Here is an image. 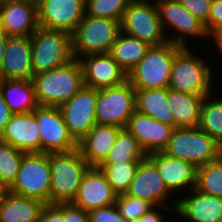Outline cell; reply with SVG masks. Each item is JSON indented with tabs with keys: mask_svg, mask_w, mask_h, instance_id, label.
<instances>
[{
	"mask_svg": "<svg viewBox=\"0 0 222 222\" xmlns=\"http://www.w3.org/2000/svg\"><path fill=\"white\" fill-rule=\"evenodd\" d=\"M32 82L36 100L42 106H60L84 87L83 70L78 59L37 73Z\"/></svg>",
	"mask_w": 222,
	"mask_h": 222,
	"instance_id": "6da1fadb",
	"label": "cell"
},
{
	"mask_svg": "<svg viewBox=\"0 0 222 222\" xmlns=\"http://www.w3.org/2000/svg\"><path fill=\"white\" fill-rule=\"evenodd\" d=\"M191 50L189 46L182 47L175 54L168 88L186 94H213L212 65Z\"/></svg>",
	"mask_w": 222,
	"mask_h": 222,
	"instance_id": "7a4b0ae2",
	"label": "cell"
},
{
	"mask_svg": "<svg viewBox=\"0 0 222 222\" xmlns=\"http://www.w3.org/2000/svg\"><path fill=\"white\" fill-rule=\"evenodd\" d=\"M88 168L78 148L50 153V204L71 203Z\"/></svg>",
	"mask_w": 222,
	"mask_h": 222,
	"instance_id": "3957f363",
	"label": "cell"
},
{
	"mask_svg": "<svg viewBox=\"0 0 222 222\" xmlns=\"http://www.w3.org/2000/svg\"><path fill=\"white\" fill-rule=\"evenodd\" d=\"M163 152L200 167L218 160L222 146L200 127L175 128Z\"/></svg>",
	"mask_w": 222,
	"mask_h": 222,
	"instance_id": "277c9868",
	"label": "cell"
},
{
	"mask_svg": "<svg viewBox=\"0 0 222 222\" xmlns=\"http://www.w3.org/2000/svg\"><path fill=\"white\" fill-rule=\"evenodd\" d=\"M182 47L171 42L151 46L143 59L127 74L135 89L168 88L175 54Z\"/></svg>",
	"mask_w": 222,
	"mask_h": 222,
	"instance_id": "5b68a950",
	"label": "cell"
},
{
	"mask_svg": "<svg viewBox=\"0 0 222 222\" xmlns=\"http://www.w3.org/2000/svg\"><path fill=\"white\" fill-rule=\"evenodd\" d=\"M120 32V21L91 17L85 13L72 34L74 58L79 60L91 54L109 53Z\"/></svg>",
	"mask_w": 222,
	"mask_h": 222,
	"instance_id": "8992f818",
	"label": "cell"
},
{
	"mask_svg": "<svg viewBox=\"0 0 222 222\" xmlns=\"http://www.w3.org/2000/svg\"><path fill=\"white\" fill-rule=\"evenodd\" d=\"M30 37L34 75L61 67L74 59L72 35L67 32L39 27Z\"/></svg>",
	"mask_w": 222,
	"mask_h": 222,
	"instance_id": "52a82bcc",
	"label": "cell"
},
{
	"mask_svg": "<svg viewBox=\"0 0 222 222\" xmlns=\"http://www.w3.org/2000/svg\"><path fill=\"white\" fill-rule=\"evenodd\" d=\"M50 176V153L25 154L16 179L8 191L50 204Z\"/></svg>",
	"mask_w": 222,
	"mask_h": 222,
	"instance_id": "ba28073f",
	"label": "cell"
},
{
	"mask_svg": "<svg viewBox=\"0 0 222 222\" xmlns=\"http://www.w3.org/2000/svg\"><path fill=\"white\" fill-rule=\"evenodd\" d=\"M132 0L124 11L121 31L133 36L150 46H161L168 43L163 25L159 18L154 0Z\"/></svg>",
	"mask_w": 222,
	"mask_h": 222,
	"instance_id": "9c48e42d",
	"label": "cell"
},
{
	"mask_svg": "<svg viewBox=\"0 0 222 222\" xmlns=\"http://www.w3.org/2000/svg\"><path fill=\"white\" fill-rule=\"evenodd\" d=\"M135 88L127 80L109 88L97 90L96 122L125 128L136 111Z\"/></svg>",
	"mask_w": 222,
	"mask_h": 222,
	"instance_id": "30bf717a",
	"label": "cell"
},
{
	"mask_svg": "<svg viewBox=\"0 0 222 222\" xmlns=\"http://www.w3.org/2000/svg\"><path fill=\"white\" fill-rule=\"evenodd\" d=\"M40 136V153L70 152L78 148L58 106L39 105L34 111Z\"/></svg>",
	"mask_w": 222,
	"mask_h": 222,
	"instance_id": "8fae6325",
	"label": "cell"
},
{
	"mask_svg": "<svg viewBox=\"0 0 222 222\" xmlns=\"http://www.w3.org/2000/svg\"><path fill=\"white\" fill-rule=\"evenodd\" d=\"M154 1L157 5L159 18L165 34L169 33L166 31L169 26L171 29H174L173 32H178L176 36L172 35L171 37H167L169 42L181 47H188V37L203 38L202 40L209 39L205 24L194 17L177 0Z\"/></svg>",
	"mask_w": 222,
	"mask_h": 222,
	"instance_id": "7c38bea8",
	"label": "cell"
},
{
	"mask_svg": "<svg viewBox=\"0 0 222 222\" xmlns=\"http://www.w3.org/2000/svg\"><path fill=\"white\" fill-rule=\"evenodd\" d=\"M97 89L84 87L59 106L69 133L78 143L97 124Z\"/></svg>",
	"mask_w": 222,
	"mask_h": 222,
	"instance_id": "4fadbf2b",
	"label": "cell"
},
{
	"mask_svg": "<svg viewBox=\"0 0 222 222\" xmlns=\"http://www.w3.org/2000/svg\"><path fill=\"white\" fill-rule=\"evenodd\" d=\"M39 27L73 34L85 16L86 0H36Z\"/></svg>",
	"mask_w": 222,
	"mask_h": 222,
	"instance_id": "5bb4252c",
	"label": "cell"
},
{
	"mask_svg": "<svg viewBox=\"0 0 222 222\" xmlns=\"http://www.w3.org/2000/svg\"><path fill=\"white\" fill-rule=\"evenodd\" d=\"M117 194L99 167H89L84 174L72 205L86 212L115 204Z\"/></svg>",
	"mask_w": 222,
	"mask_h": 222,
	"instance_id": "9a60e30c",
	"label": "cell"
},
{
	"mask_svg": "<svg viewBox=\"0 0 222 222\" xmlns=\"http://www.w3.org/2000/svg\"><path fill=\"white\" fill-rule=\"evenodd\" d=\"M125 129L137 139L144 153L149 155L166 149L175 128L136 110L128 119Z\"/></svg>",
	"mask_w": 222,
	"mask_h": 222,
	"instance_id": "2e32d148",
	"label": "cell"
},
{
	"mask_svg": "<svg viewBox=\"0 0 222 222\" xmlns=\"http://www.w3.org/2000/svg\"><path fill=\"white\" fill-rule=\"evenodd\" d=\"M0 27L8 36H31L39 28L36 0L0 2Z\"/></svg>",
	"mask_w": 222,
	"mask_h": 222,
	"instance_id": "e0dca14e",
	"label": "cell"
},
{
	"mask_svg": "<svg viewBox=\"0 0 222 222\" xmlns=\"http://www.w3.org/2000/svg\"><path fill=\"white\" fill-rule=\"evenodd\" d=\"M84 85L94 89L109 88L127 81V73L109 54H91L79 59Z\"/></svg>",
	"mask_w": 222,
	"mask_h": 222,
	"instance_id": "ac0fdd59",
	"label": "cell"
},
{
	"mask_svg": "<svg viewBox=\"0 0 222 222\" xmlns=\"http://www.w3.org/2000/svg\"><path fill=\"white\" fill-rule=\"evenodd\" d=\"M126 194L148 201L154 207L165 208L166 200L170 197L171 192L159 175L154 163L146 156L140 161Z\"/></svg>",
	"mask_w": 222,
	"mask_h": 222,
	"instance_id": "d6986e66",
	"label": "cell"
},
{
	"mask_svg": "<svg viewBox=\"0 0 222 222\" xmlns=\"http://www.w3.org/2000/svg\"><path fill=\"white\" fill-rule=\"evenodd\" d=\"M191 195L172 201V211L190 222H222V198L201 193L195 188ZM174 202V203H173Z\"/></svg>",
	"mask_w": 222,
	"mask_h": 222,
	"instance_id": "ffe728a7",
	"label": "cell"
},
{
	"mask_svg": "<svg viewBox=\"0 0 222 222\" xmlns=\"http://www.w3.org/2000/svg\"><path fill=\"white\" fill-rule=\"evenodd\" d=\"M31 37L9 36L0 67V79L32 80Z\"/></svg>",
	"mask_w": 222,
	"mask_h": 222,
	"instance_id": "44dd1931",
	"label": "cell"
},
{
	"mask_svg": "<svg viewBox=\"0 0 222 222\" xmlns=\"http://www.w3.org/2000/svg\"><path fill=\"white\" fill-rule=\"evenodd\" d=\"M147 157L154 163L171 193L179 192L183 187H189L190 191L195 188L197 167L194 164L170 157L164 152H155Z\"/></svg>",
	"mask_w": 222,
	"mask_h": 222,
	"instance_id": "7402d4cb",
	"label": "cell"
},
{
	"mask_svg": "<svg viewBox=\"0 0 222 222\" xmlns=\"http://www.w3.org/2000/svg\"><path fill=\"white\" fill-rule=\"evenodd\" d=\"M0 141L26 154L40 153V136L33 112L13 114L0 135Z\"/></svg>",
	"mask_w": 222,
	"mask_h": 222,
	"instance_id": "603a6c76",
	"label": "cell"
},
{
	"mask_svg": "<svg viewBox=\"0 0 222 222\" xmlns=\"http://www.w3.org/2000/svg\"><path fill=\"white\" fill-rule=\"evenodd\" d=\"M122 129L114 125L95 124L78 142V149L89 167H99L106 160Z\"/></svg>",
	"mask_w": 222,
	"mask_h": 222,
	"instance_id": "cb8c5ba5",
	"label": "cell"
},
{
	"mask_svg": "<svg viewBox=\"0 0 222 222\" xmlns=\"http://www.w3.org/2000/svg\"><path fill=\"white\" fill-rule=\"evenodd\" d=\"M206 95L181 93L167 88V101L174 117V128L198 127Z\"/></svg>",
	"mask_w": 222,
	"mask_h": 222,
	"instance_id": "d4e9b609",
	"label": "cell"
},
{
	"mask_svg": "<svg viewBox=\"0 0 222 222\" xmlns=\"http://www.w3.org/2000/svg\"><path fill=\"white\" fill-rule=\"evenodd\" d=\"M0 94L13 114L33 112L39 106L32 80L0 79Z\"/></svg>",
	"mask_w": 222,
	"mask_h": 222,
	"instance_id": "484cf974",
	"label": "cell"
},
{
	"mask_svg": "<svg viewBox=\"0 0 222 222\" xmlns=\"http://www.w3.org/2000/svg\"><path fill=\"white\" fill-rule=\"evenodd\" d=\"M44 205L38 199L8 191L0 204V222H39Z\"/></svg>",
	"mask_w": 222,
	"mask_h": 222,
	"instance_id": "4316f807",
	"label": "cell"
},
{
	"mask_svg": "<svg viewBox=\"0 0 222 222\" xmlns=\"http://www.w3.org/2000/svg\"><path fill=\"white\" fill-rule=\"evenodd\" d=\"M135 90L138 112L174 127V117L167 101V88Z\"/></svg>",
	"mask_w": 222,
	"mask_h": 222,
	"instance_id": "83f0119b",
	"label": "cell"
},
{
	"mask_svg": "<svg viewBox=\"0 0 222 222\" xmlns=\"http://www.w3.org/2000/svg\"><path fill=\"white\" fill-rule=\"evenodd\" d=\"M150 47L148 43L121 31L109 54L128 74L143 59Z\"/></svg>",
	"mask_w": 222,
	"mask_h": 222,
	"instance_id": "f1b7e54d",
	"label": "cell"
},
{
	"mask_svg": "<svg viewBox=\"0 0 222 222\" xmlns=\"http://www.w3.org/2000/svg\"><path fill=\"white\" fill-rule=\"evenodd\" d=\"M146 156L137 139L123 128L103 163L140 162Z\"/></svg>",
	"mask_w": 222,
	"mask_h": 222,
	"instance_id": "f546056e",
	"label": "cell"
},
{
	"mask_svg": "<svg viewBox=\"0 0 222 222\" xmlns=\"http://www.w3.org/2000/svg\"><path fill=\"white\" fill-rule=\"evenodd\" d=\"M205 96L201 108L199 126L222 146V99Z\"/></svg>",
	"mask_w": 222,
	"mask_h": 222,
	"instance_id": "4dcf8cb0",
	"label": "cell"
},
{
	"mask_svg": "<svg viewBox=\"0 0 222 222\" xmlns=\"http://www.w3.org/2000/svg\"><path fill=\"white\" fill-rule=\"evenodd\" d=\"M140 162L102 163L99 168L104 172L113 191L118 195L126 194Z\"/></svg>",
	"mask_w": 222,
	"mask_h": 222,
	"instance_id": "1f68e13d",
	"label": "cell"
},
{
	"mask_svg": "<svg viewBox=\"0 0 222 222\" xmlns=\"http://www.w3.org/2000/svg\"><path fill=\"white\" fill-rule=\"evenodd\" d=\"M195 189L222 198V156L214 162L197 167Z\"/></svg>",
	"mask_w": 222,
	"mask_h": 222,
	"instance_id": "d6a6232c",
	"label": "cell"
},
{
	"mask_svg": "<svg viewBox=\"0 0 222 222\" xmlns=\"http://www.w3.org/2000/svg\"><path fill=\"white\" fill-rule=\"evenodd\" d=\"M25 154L10 144L0 141V181L7 188L15 181Z\"/></svg>",
	"mask_w": 222,
	"mask_h": 222,
	"instance_id": "836d02e7",
	"label": "cell"
},
{
	"mask_svg": "<svg viewBox=\"0 0 222 222\" xmlns=\"http://www.w3.org/2000/svg\"><path fill=\"white\" fill-rule=\"evenodd\" d=\"M132 0H86L85 12L88 16L121 21L124 11Z\"/></svg>",
	"mask_w": 222,
	"mask_h": 222,
	"instance_id": "e575fe53",
	"label": "cell"
},
{
	"mask_svg": "<svg viewBox=\"0 0 222 222\" xmlns=\"http://www.w3.org/2000/svg\"><path fill=\"white\" fill-rule=\"evenodd\" d=\"M115 204L121 216L128 222L137 221L154 208L150 202L127 194L118 195Z\"/></svg>",
	"mask_w": 222,
	"mask_h": 222,
	"instance_id": "d590c367",
	"label": "cell"
},
{
	"mask_svg": "<svg viewBox=\"0 0 222 222\" xmlns=\"http://www.w3.org/2000/svg\"><path fill=\"white\" fill-rule=\"evenodd\" d=\"M194 17L198 18L205 25L208 23L212 0H177Z\"/></svg>",
	"mask_w": 222,
	"mask_h": 222,
	"instance_id": "8d00e7d4",
	"label": "cell"
},
{
	"mask_svg": "<svg viewBox=\"0 0 222 222\" xmlns=\"http://www.w3.org/2000/svg\"><path fill=\"white\" fill-rule=\"evenodd\" d=\"M88 215L90 222H128L121 216L116 204L95 209Z\"/></svg>",
	"mask_w": 222,
	"mask_h": 222,
	"instance_id": "74e56055",
	"label": "cell"
},
{
	"mask_svg": "<svg viewBox=\"0 0 222 222\" xmlns=\"http://www.w3.org/2000/svg\"><path fill=\"white\" fill-rule=\"evenodd\" d=\"M39 222H65L64 203L45 204L41 210Z\"/></svg>",
	"mask_w": 222,
	"mask_h": 222,
	"instance_id": "f35d334b",
	"label": "cell"
},
{
	"mask_svg": "<svg viewBox=\"0 0 222 222\" xmlns=\"http://www.w3.org/2000/svg\"><path fill=\"white\" fill-rule=\"evenodd\" d=\"M205 28L209 36L222 28V0H212L208 23Z\"/></svg>",
	"mask_w": 222,
	"mask_h": 222,
	"instance_id": "ab89813d",
	"label": "cell"
},
{
	"mask_svg": "<svg viewBox=\"0 0 222 222\" xmlns=\"http://www.w3.org/2000/svg\"><path fill=\"white\" fill-rule=\"evenodd\" d=\"M65 222H90L88 212L71 203H64Z\"/></svg>",
	"mask_w": 222,
	"mask_h": 222,
	"instance_id": "60d3db41",
	"label": "cell"
},
{
	"mask_svg": "<svg viewBox=\"0 0 222 222\" xmlns=\"http://www.w3.org/2000/svg\"><path fill=\"white\" fill-rule=\"evenodd\" d=\"M13 113L0 94V135L4 131L6 124L11 119Z\"/></svg>",
	"mask_w": 222,
	"mask_h": 222,
	"instance_id": "b9f144b4",
	"label": "cell"
},
{
	"mask_svg": "<svg viewBox=\"0 0 222 222\" xmlns=\"http://www.w3.org/2000/svg\"><path fill=\"white\" fill-rule=\"evenodd\" d=\"M158 207L152 208L148 213L142 215L137 221L135 222H163V214L158 213Z\"/></svg>",
	"mask_w": 222,
	"mask_h": 222,
	"instance_id": "7bdbcfd3",
	"label": "cell"
},
{
	"mask_svg": "<svg viewBox=\"0 0 222 222\" xmlns=\"http://www.w3.org/2000/svg\"><path fill=\"white\" fill-rule=\"evenodd\" d=\"M209 38H212V41H215L214 43L219 48L220 53H222V28L218 29L217 31L213 32Z\"/></svg>",
	"mask_w": 222,
	"mask_h": 222,
	"instance_id": "ee69618b",
	"label": "cell"
},
{
	"mask_svg": "<svg viewBox=\"0 0 222 222\" xmlns=\"http://www.w3.org/2000/svg\"><path fill=\"white\" fill-rule=\"evenodd\" d=\"M8 192V188L0 181V204L4 199V196Z\"/></svg>",
	"mask_w": 222,
	"mask_h": 222,
	"instance_id": "f6af8a7d",
	"label": "cell"
},
{
	"mask_svg": "<svg viewBox=\"0 0 222 222\" xmlns=\"http://www.w3.org/2000/svg\"><path fill=\"white\" fill-rule=\"evenodd\" d=\"M5 48H6V43H0V67L3 62Z\"/></svg>",
	"mask_w": 222,
	"mask_h": 222,
	"instance_id": "bcb514c9",
	"label": "cell"
},
{
	"mask_svg": "<svg viewBox=\"0 0 222 222\" xmlns=\"http://www.w3.org/2000/svg\"><path fill=\"white\" fill-rule=\"evenodd\" d=\"M8 35L0 27V43H7Z\"/></svg>",
	"mask_w": 222,
	"mask_h": 222,
	"instance_id": "7dc6e473",
	"label": "cell"
}]
</instances>
